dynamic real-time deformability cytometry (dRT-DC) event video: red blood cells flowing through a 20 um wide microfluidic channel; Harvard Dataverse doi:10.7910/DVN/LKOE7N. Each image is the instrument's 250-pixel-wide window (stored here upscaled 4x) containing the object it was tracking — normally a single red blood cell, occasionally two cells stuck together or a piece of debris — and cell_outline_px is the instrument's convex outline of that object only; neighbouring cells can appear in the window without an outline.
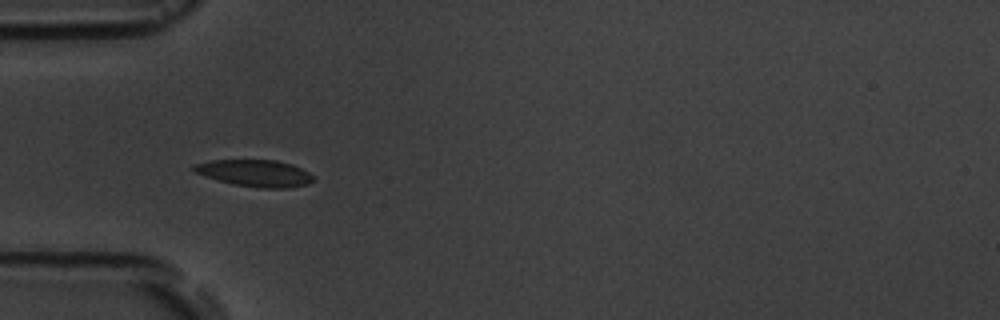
{"species": "common noctule bat (a hibernating species)", "species_latin": "Nyctalus noctula", "temperature_condition": "room temperature", "stored_images_in_passage": 15, "camera_frame_rate_fps": 3000, "um_per_image_px": 0.085, "animal": {"sex": "male", "body_mass_g": 19.5, "forearm_length_mm": 54.6}, "frame": {"image": 1, "passage_image": 5, "time_ms": 5.333, "image_size_px": [1000, 320], "cell_outline_px": [[312, 180], [308, 184], [288, 188], [260, 188], [232, 184], [204, 176], [196, 172], [192, 168], [192, 164], [212, 160], [276, 160], [292, 164], [308, 172], [312, 176]], "centroid_in_image_um": [21.65, 14.72], "position_along_channel_um": 63.4, "area_um2": 18.61}}
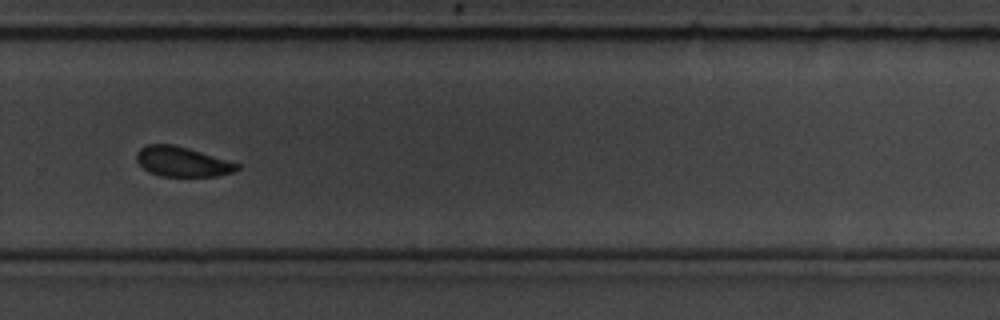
{"frame": {"image": 2, "passage_image": 11, "time_ms": 12.333, "image_size_px": [1000, 320], "cell_outline_px": [[240, 168], [232, 172], [216, 176], [160, 176], [148, 172], [136, 160], [136, 152], [140, 148], [148, 144], [172, 144], [188, 148], [240, 164]], "centroid_in_image_um": [15.46, 13.74], "position_along_channel_um": 314.3, "area_um2": 17.4}}
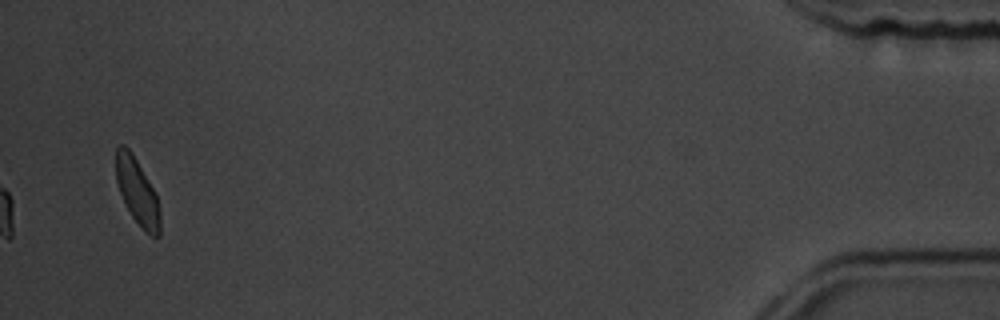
{"frame": {"image": 3, "passage_image": 15, "time_ms": 17.667, "image_size_px": [1000, 320], "cell_outline_px": [[160, 236], [152, 236], [132, 216], [120, 192], [116, 180], [116, 148], [120, 144], [124, 144], [132, 152], [156, 192], [160, 212]], "centroid_in_image_um": [11.68, 16.23], "position_along_channel_um": 423.5, "area_um2": 16.76}, "authors_computed_cell_mechanics": {"area_um2": 18.6116, "velocity_mm_per_s": 3.6134, "shape_relaxation_time_tau1_ms": 1.3501, "shape_relaxation_time_tau2_ms": 2.4051, "deformation_change_tau1": 0.0834, "deformation_change_tau2": 0.0774}}